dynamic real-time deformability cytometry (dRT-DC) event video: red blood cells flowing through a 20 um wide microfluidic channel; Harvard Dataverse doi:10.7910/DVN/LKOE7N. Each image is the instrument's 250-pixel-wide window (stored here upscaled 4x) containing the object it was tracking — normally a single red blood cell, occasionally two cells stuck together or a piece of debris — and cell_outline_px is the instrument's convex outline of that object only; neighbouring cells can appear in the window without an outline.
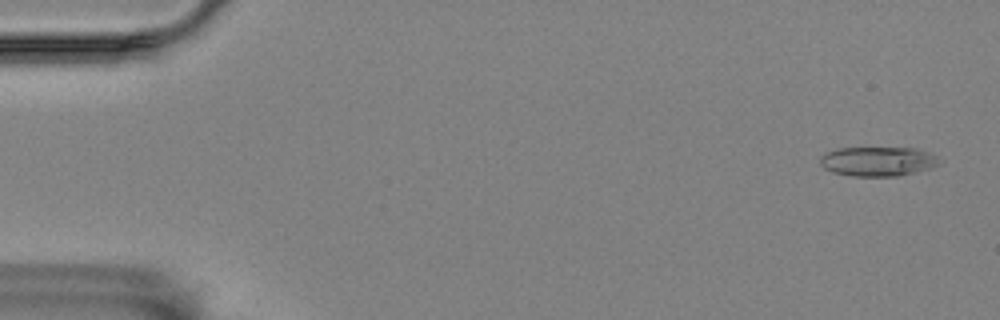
{"species": "Egyptian fruit bat (a non-hibernating species)", "species_latin": "Rousettus aegyptiacus", "temperature_condition": "room temperature", "stored_images_in_passage": 57, "camera_frame_rate_fps": 3000, "um_per_image_px": 0.085, "animal": {"sex": "female"}, "frame": {"image": 1, "passage_image": 3, "time_ms": 0.667, "image_size_px": [1000, 320], "cell_outline_px": [[944, 160], [928, 168], [916, 172], [900, 176], [852, 176], [832, 172], [824, 168], [820, 164], [820, 156], [824, 152], [836, 148], [916, 148], [928, 152]], "centroid_in_image_um": [74.58, 13.71], "position_along_channel_um": 10.4, "area_um2": 20.58}}
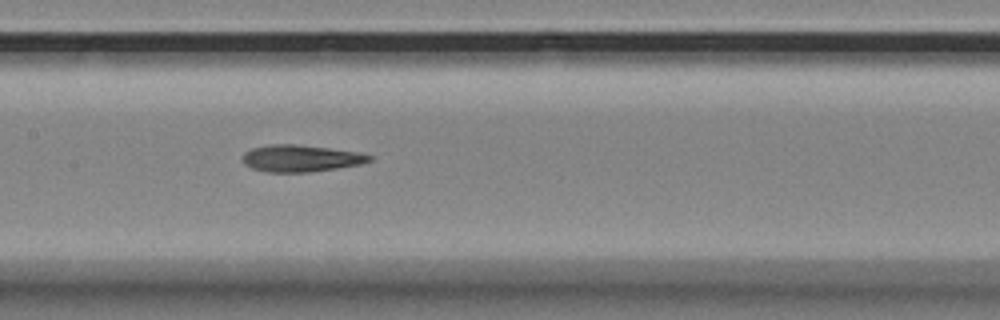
{"frame": {"image": 2, "passage_image": 28, "time_ms": 9.0, "image_size_px": [1000, 320], "cell_outline_px": [[376, 160], [360, 164], [336, 168], [308, 172], [268, 172], [252, 168], [244, 164], [244, 152], [252, 148], [272, 144], [296, 144], [360, 152], [372, 156]], "centroid_in_image_um": [25.61, 13.45], "position_along_channel_um": 181.8, "area_um2": 19.77}}
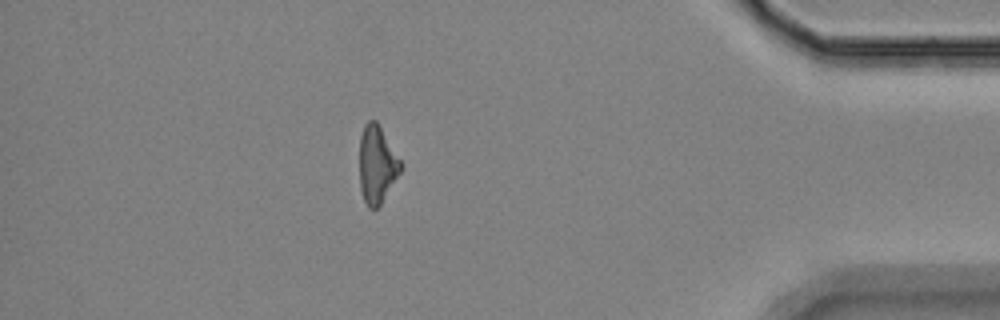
{"frame": {"image": 3, "passage_image": 50, "time_ms": 16.333, "image_size_px": [1000, 320], "cell_outline_px": [[404, 168], [380, 204], [376, 208], [368, 208], [364, 200], [360, 188], [360, 136], [364, 124], [368, 120], [376, 120], [404, 164]], "centroid_in_image_um": [32.06, 13.97], "position_along_channel_um": 403.1, "area_um2": 18.79}, "authors_computed_cell_mechanics": {"area_um2": 20.1144, "velocity_mm_per_s": 3.5678, "shape_relaxation_time_tau1_ms": 5.0428, "shape_relaxation_time_tau2_ms": 4.6366, "deformation_change_tau1": 0.1516, "deformation_change_tau2": 0.1599}}